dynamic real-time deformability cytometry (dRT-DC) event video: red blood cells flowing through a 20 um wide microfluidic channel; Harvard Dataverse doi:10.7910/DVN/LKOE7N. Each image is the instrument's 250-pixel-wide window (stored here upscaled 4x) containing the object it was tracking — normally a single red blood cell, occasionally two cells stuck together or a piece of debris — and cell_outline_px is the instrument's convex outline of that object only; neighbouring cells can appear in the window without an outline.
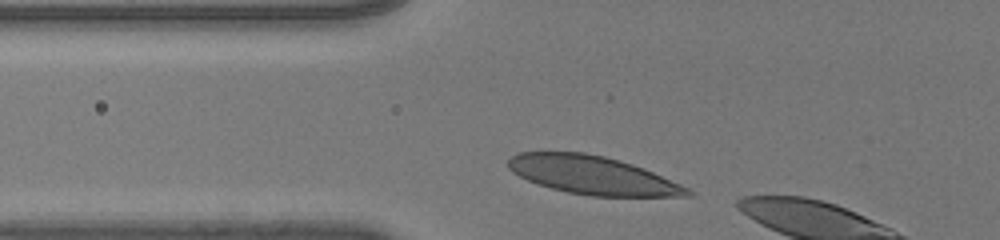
{"species": "human", "species_latin": "Homo sapiens", "temperature_condition": "room temperature", "stored_images_in_passage": 5, "camera_frame_rate_fps": 3000, "um_per_image_px": 0.085, "donor": {"sex": "male"}, "frame": {"image": 1, "passage_image": 2, "time_ms": 0.333, "image_size_px": [1000, 240], "cell_outline_px": [[692, 196], [592, 196], [568, 192], [552, 188], [528, 180], [512, 172], [508, 168], [508, 160], [516, 152], [584, 152], [604, 156], [620, 160], [644, 168], [680, 184], [688, 188], [692, 192]], "centroid_in_image_um": [50.35, 14.88], "position_along_channel_um": 75.4, "area_um2": 39.71}}